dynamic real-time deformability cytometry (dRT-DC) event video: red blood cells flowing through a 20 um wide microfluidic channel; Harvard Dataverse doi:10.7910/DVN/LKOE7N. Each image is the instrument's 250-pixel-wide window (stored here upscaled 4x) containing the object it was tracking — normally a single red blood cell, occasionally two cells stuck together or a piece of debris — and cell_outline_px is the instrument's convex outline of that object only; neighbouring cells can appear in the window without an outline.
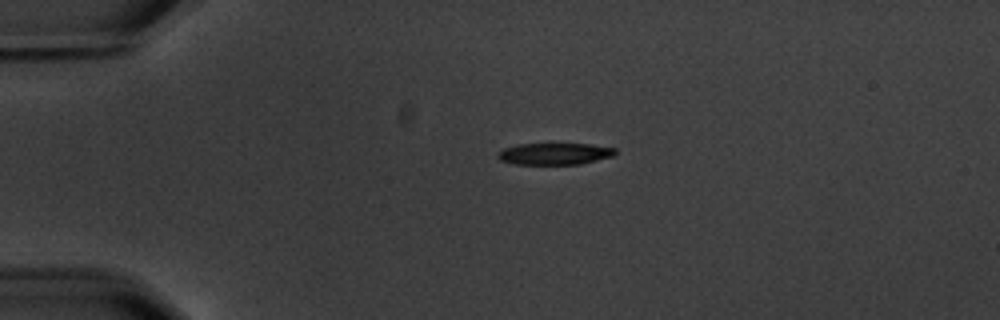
{"species": "common noctule bat (a hibernating species)", "species_latin": "Nyctalus noctula", "temperature_condition": "warm", "stored_images_in_passage": 2, "camera_frame_rate_fps": 3000, "um_per_image_px": 0.085, "animal": {"sex": "male", "body_mass_g": 20.1, "forearm_length_mm": 53.5}, "frame": {"image": 1, "passage_image": 1, "time_ms": 0.0, "image_size_px": [1000, 320], "cell_outline_px": [[616, 152], [612, 156], [580, 164], [516, 164], [500, 160], [496, 156], [504, 148], [516, 144], [588, 144], [616, 148]], "centroid_in_image_um": [47.13, 13.07], "position_along_channel_um": 37.9, "area_um2": 14.68}}